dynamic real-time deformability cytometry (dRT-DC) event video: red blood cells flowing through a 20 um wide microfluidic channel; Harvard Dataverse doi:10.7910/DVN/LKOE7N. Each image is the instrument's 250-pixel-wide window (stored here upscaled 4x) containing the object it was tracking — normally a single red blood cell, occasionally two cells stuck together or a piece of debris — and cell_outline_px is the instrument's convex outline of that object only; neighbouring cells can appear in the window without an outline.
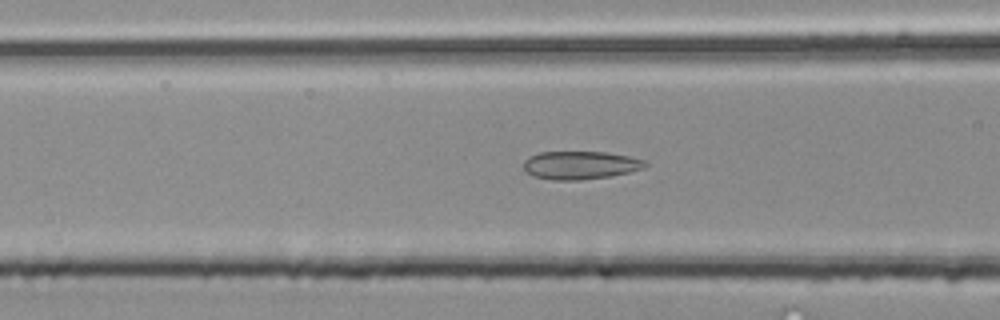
{"species": "common noctule bat (a hibernating species)", "species_latin": "Nyctalus noctula", "temperature_condition": "room temperature", "stored_images_in_passage": 37, "camera_frame_rate_fps": 3000, "um_per_image_px": 0.085, "animal": {"sex": "male", "body_mass_g": 20.4}, "frame": {"image": 1, "passage_image": 7, "time_ms": 2.0, "image_size_px": [1000, 320], "cell_outline_px": [[648, 164], [644, 168], [628, 172], [608, 176], [580, 180], [552, 180], [536, 176], [524, 172], [524, 160], [540, 152], [604, 152], [628, 156], [644, 160]], "centroid_in_image_um": [49.31, 14.04], "position_along_channel_um": 117.3, "area_um2": 19.71}}
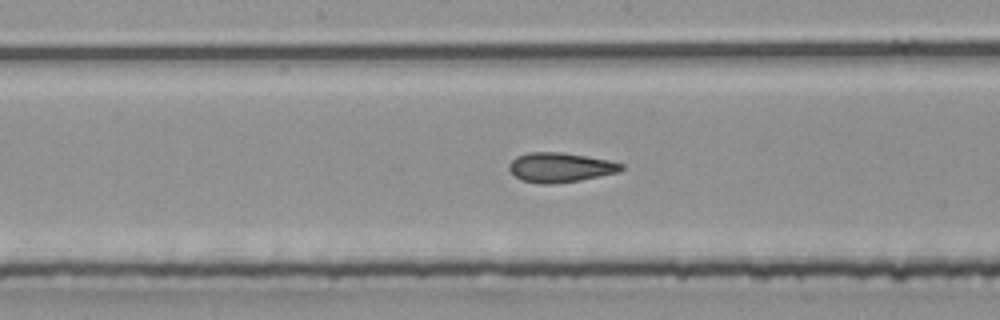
{"frame": {"image": 2, "passage_image": 13, "time_ms": 4.0, "image_size_px": [1000, 320], "cell_outline_px": [[624, 168], [620, 172], [580, 180], [552, 184], [540, 184], [520, 180], [508, 168], [508, 164], [516, 156], [528, 152], [560, 152], [608, 160], [624, 164]], "centroid_in_image_um": [47.61, 14.23], "position_along_channel_um": 200.6, "area_um2": 19.36}}
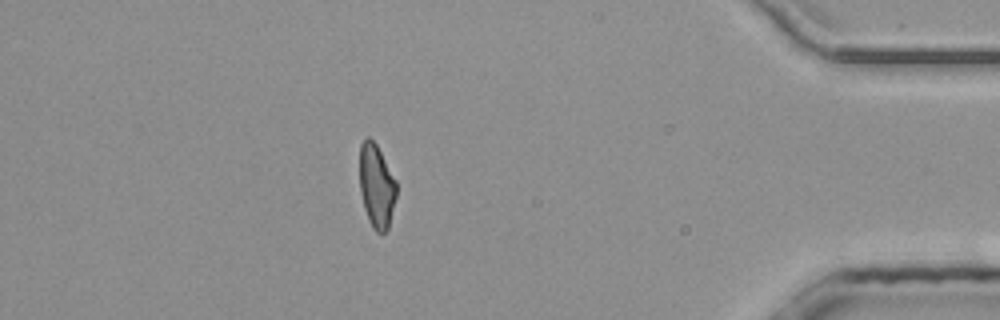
{"frame": {"image": 3, "passage_image": 31, "time_ms": 10.0, "image_size_px": [1000, 320], "cell_outline_px": [[396, 196], [388, 228], [384, 232], [376, 232], [372, 228], [368, 220], [364, 208], [360, 192], [360, 144], [368, 136], [376, 144], [396, 180]], "centroid_in_image_um": [31.99, 15.82], "position_along_channel_um": 403.2, "area_um2": 17.8}, "authors_computed_cell_mechanics": {"area_um2": 18.9006, "velocity_mm_per_s": 4.1557, "shape_relaxation_time_tau1_ms": null, "shape_relaxation_time_tau2_ms": 1.5431, "deformation_change_tau1": null, "deformation_change_tau2": 0.1026}}